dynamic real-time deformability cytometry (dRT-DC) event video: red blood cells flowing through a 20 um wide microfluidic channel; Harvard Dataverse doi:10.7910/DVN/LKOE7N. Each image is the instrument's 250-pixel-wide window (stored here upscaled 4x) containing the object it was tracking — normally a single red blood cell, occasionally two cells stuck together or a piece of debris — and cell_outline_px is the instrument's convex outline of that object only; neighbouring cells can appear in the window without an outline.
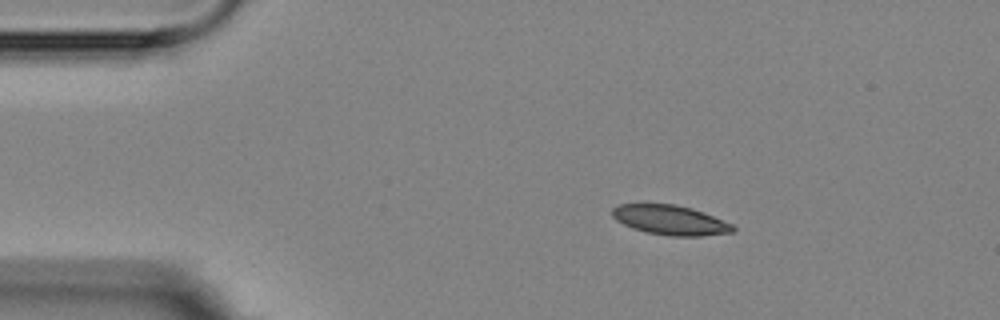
{"species": "Egyptian fruit bat (a non-hibernating species)", "species_latin": "Rousettus aegyptiacus", "temperature_condition": "room temperature", "stored_images_in_passage": 4, "segment_of_instrument_passage": [1, 2], "camera_frame_rate_fps": 3000, "um_per_image_px": 0.085, "animal": {"sex": "female"}, "frame": {"image": 1, "passage_image": 2, "time_ms": 1.333, "image_size_px": [1000, 320], "cell_outline_px": [[736, 228], [732, 232], [700, 236], [668, 236], [648, 232], [632, 228], [616, 220], [612, 216], [612, 208], [620, 204], [676, 204], [692, 208], [732, 224]], "centroid_in_image_um": [56.95, 18.7], "position_along_channel_um": 28.0, "area_um2": 20.69}}